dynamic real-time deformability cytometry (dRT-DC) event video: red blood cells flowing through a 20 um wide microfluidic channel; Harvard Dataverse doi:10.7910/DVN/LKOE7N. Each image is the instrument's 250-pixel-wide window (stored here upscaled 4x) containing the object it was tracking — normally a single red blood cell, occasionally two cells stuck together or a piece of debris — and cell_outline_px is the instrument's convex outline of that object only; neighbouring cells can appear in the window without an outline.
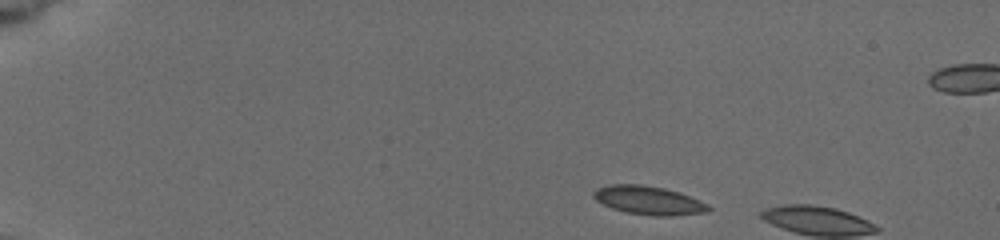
{"species": "common noctule bat (a hibernating species)", "species_latin": "Nyctalus noctula", "temperature_condition": "cold", "stored_images_in_passage": 3, "camera_frame_rate_fps": 3000, "um_per_image_px": 0.085, "animal": {"sex": "female", "body_mass_g": 19.5, "forearm_length_mm": 54.1}, "frame": {"image": 1, "passage_image": 1, "time_ms": 0.0, "image_size_px": [1000, 240], "cell_outline_px": [[712, 208], [708, 212], [668, 216], [652, 216], [628, 212], [612, 208], [596, 200], [592, 196], [592, 192], [596, 188], [608, 184], [640, 184], [664, 188], [680, 192], [700, 200], [708, 204]], "centroid_in_image_um": [55.14, 17.02], "position_along_channel_um": 29.9, "area_um2": 19.25}}